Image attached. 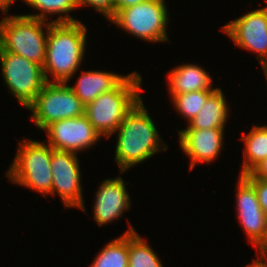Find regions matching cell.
Segmentation results:
<instances>
[{"label":"cell","mask_w":267,"mask_h":267,"mask_svg":"<svg viewBox=\"0 0 267 267\" xmlns=\"http://www.w3.org/2000/svg\"><path fill=\"white\" fill-rule=\"evenodd\" d=\"M77 3L78 7L92 6L109 21L114 17V0H77Z\"/></svg>","instance_id":"23"},{"label":"cell","mask_w":267,"mask_h":267,"mask_svg":"<svg viewBox=\"0 0 267 267\" xmlns=\"http://www.w3.org/2000/svg\"><path fill=\"white\" fill-rule=\"evenodd\" d=\"M238 220L260 256L267 257V216L263 212L254 187L239 176L237 193Z\"/></svg>","instance_id":"10"},{"label":"cell","mask_w":267,"mask_h":267,"mask_svg":"<svg viewBox=\"0 0 267 267\" xmlns=\"http://www.w3.org/2000/svg\"><path fill=\"white\" fill-rule=\"evenodd\" d=\"M25 3L30 7L40 10L39 14H28L26 16L38 18L46 21L47 14H61L57 20H53L52 23H66V22H77V20L70 16V11L78 7L77 0H24ZM65 14V15H64Z\"/></svg>","instance_id":"20"},{"label":"cell","mask_w":267,"mask_h":267,"mask_svg":"<svg viewBox=\"0 0 267 267\" xmlns=\"http://www.w3.org/2000/svg\"><path fill=\"white\" fill-rule=\"evenodd\" d=\"M146 110L141 98L126 114L116 130L118 137L115 161L121 174L128 168L134 167V165L148 160L154 154L168 148L165 143L161 144L160 140H163ZM160 146L162 149L159 148Z\"/></svg>","instance_id":"1"},{"label":"cell","mask_w":267,"mask_h":267,"mask_svg":"<svg viewBox=\"0 0 267 267\" xmlns=\"http://www.w3.org/2000/svg\"><path fill=\"white\" fill-rule=\"evenodd\" d=\"M168 17L164 0H148L119 10L110 21L139 39L155 43L169 40Z\"/></svg>","instance_id":"6"},{"label":"cell","mask_w":267,"mask_h":267,"mask_svg":"<svg viewBox=\"0 0 267 267\" xmlns=\"http://www.w3.org/2000/svg\"><path fill=\"white\" fill-rule=\"evenodd\" d=\"M44 130L50 147L74 153L88 149L102 137L85 115L51 123Z\"/></svg>","instance_id":"12"},{"label":"cell","mask_w":267,"mask_h":267,"mask_svg":"<svg viewBox=\"0 0 267 267\" xmlns=\"http://www.w3.org/2000/svg\"><path fill=\"white\" fill-rule=\"evenodd\" d=\"M125 186L120 176L106 179L100 184L93 207V218L99 227L119 219L125 210L130 209V195Z\"/></svg>","instance_id":"14"},{"label":"cell","mask_w":267,"mask_h":267,"mask_svg":"<svg viewBox=\"0 0 267 267\" xmlns=\"http://www.w3.org/2000/svg\"><path fill=\"white\" fill-rule=\"evenodd\" d=\"M27 109L33 113L30 119L44 130L51 123L83 116L85 106L67 83L46 82Z\"/></svg>","instance_id":"7"},{"label":"cell","mask_w":267,"mask_h":267,"mask_svg":"<svg viewBox=\"0 0 267 267\" xmlns=\"http://www.w3.org/2000/svg\"><path fill=\"white\" fill-rule=\"evenodd\" d=\"M13 164L6 176L13 182L40 192L51 194V147L44 142L20 141Z\"/></svg>","instance_id":"5"},{"label":"cell","mask_w":267,"mask_h":267,"mask_svg":"<svg viewBox=\"0 0 267 267\" xmlns=\"http://www.w3.org/2000/svg\"><path fill=\"white\" fill-rule=\"evenodd\" d=\"M79 165L77 153L55 150L51 147V195L55 196L58 193L66 208L77 207L86 211Z\"/></svg>","instance_id":"9"},{"label":"cell","mask_w":267,"mask_h":267,"mask_svg":"<svg viewBox=\"0 0 267 267\" xmlns=\"http://www.w3.org/2000/svg\"><path fill=\"white\" fill-rule=\"evenodd\" d=\"M265 258V261H264ZM267 257L260 256L259 260L253 261V263L249 264L247 267H267V262H266Z\"/></svg>","instance_id":"27"},{"label":"cell","mask_w":267,"mask_h":267,"mask_svg":"<svg viewBox=\"0 0 267 267\" xmlns=\"http://www.w3.org/2000/svg\"><path fill=\"white\" fill-rule=\"evenodd\" d=\"M87 28L80 22L50 23L43 73L46 82L67 83L82 64ZM50 73V74H49ZM53 75L50 81L49 75Z\"/></svg>","instance_id":"2"},{"label":"cell","mask_w":267,"mask_h":267,"mask_svg":"<svg viewBox=\"0 0 267 267\" xmlns=\"http://www.w3.org/2000/svg\"><path fill=\"white\" fill-rule=\"evenodd\" d=\"M224 128L184 129L178 131L179 145L190 157V170L199 162L211 163L221 152Z\"/></svg>","instance_id":"13"},{"label":"cell","mask_w":267,"mask_h":267,"mask_svg":"<svg viewBox=\"0 0 267 267\" xmlns=\"http://www.w3.org/2000/svg\"><path fill=\"white\" fill-rule=\"evenodd\" d=\"M255 189L258 202L267 216V179H246Z\"/></svg>","instance_id":"24"},{"label":"cell","mask_w":267,"mask_h":267,"mask_svg":"<svg viewBox=\"0 0 267 267\" xmlns=\"http://www.w3.org/2000/svg\"><path fill=\"white\" fill-rule=\"evenodd\" d=\"M211 76L199 65L183 64L168 73V86L171 98L176 94L201 90H215L212 88Z\"/></svg>","instance_id":"16"},{"label":"cell","mask_w":267,"mask_h":267,"mask_svg":"<svg viewBox=\"0 0 267 267\" xmlns=\"http://www.w3.org/2000/svg\"><path fill=\"white\" fill-rule=\"evenodd\" d=\"M141 82L140 73H130L115 89L100 94L85 106L84 115L101 136L110 139L126 114L141 99Z\"/></svg>","instance_id":"3"},{"label":"cell","mask_w":267,"mask_h":267,"mask_svg":"<svg viewBox=\"0 0 267 267\" xmlns=\"http://www.w3.org/2000/svg\"><path fill=\"white\" fill-rule=\"evenodd\" d=\"M234 44L256 52L259 63L267 61V7L250 11L223 26Z\"/></svg>","instance_id":"11"},{"label":"cell","mask_w":267,"mask_h":267,"mask_svg":"<svg viewBox=\"0 0 267 267\" xmlns=\"http://www.w3.org/2000/svg\"><path fill=\"white\" fill-rule=\"evenodd\" d=\"M242 176L245 179H267V158L259 163L250 173Z\"/></svg>","instance_id":"25"},{"label":"cell","mask_w":267,"mask_h":267,"mask_svg":"<svg viewBox=\"0 0 267 267\" xmlns=\"http://www.w3.org/2000/svg\"><path fill=\"white\" fill-rule=\"evenodd\" d=\"M50 23L26 15L6 16L0 20V48L43 66Z\"/></svg>","instance_id":"4"},{"label":"cell","mask_w":267,"mask_h":267,"mask_svg":"<svg viewBox=\"0 0 267 267\" xmlns=\"http://www.w3.org/2000/svg\"><path fill=\"white\" fill-rule=\"evenodd\" d=\"M16 0H0V10L7 16L9 6L13 4Z\"/></svg>","instance_id":"28"},{"label":"cell","mask_w":267,"mask_h":267,"mask_svg":"<svg viewBox=\"0 0 267 267\" xmlns=\"http://www.w3.org/2000/svg\"><path fill=\"white\" fill-rule=\"evenodd\" d=\"M229 106L221 88H216L207 98L200 112L189 121L186 129L224 128L229 117Z\"/></svg>","instance_id":"17"},{"label":"cell","mask_w":267,"mask_h":267,"mask_svg":"<svg viewBox=\"0 0 267 267\" xmlns=\"http://www.w3.org/2000/svg\"><path fill=\"white\" fill-rule=\"evenodd\" d=\"M136 232L133 226H129L127 232L120 238L105 245L100 250L91 267H128V234Z\"/></svg>","instance_id":"19"},{"label":"cell","mask_w":267,"mask_h":267,"mask_svg":"<svg viewBox=\"0 0 267 267\" xmlns=\"http://www.w3.org/2000/svg\"><path fill=\"white\" fill-rule=\"evenodd\" d=\"M0 63L9 91L28 108L46 83L43 66L1 48Z\"/></svg>","instance_id":"8"},{"label":"cell","mask_w":267,"mask_h":267,"mask_svg":"<svg viewBox=\"0 0 267 267\" xmlns=\"http://www.w3.org/2000/svg\"><path fill=\"white\" fill-rule=\"evenodd\" d=\"M214 90L192 91L188 93L176 94L172 97L173 106L184 118L192 120L202 109L208 96Z\"/></svg>","instance_id":"22"},{"label":"cell","mask_w":267,"mask_h":267,"mask_svg":"<svg viewBox=\"0 0 267 267\" xmlns=\"http://www.w3.org/2000/svg\"><path fill=\"white\" fill-rule=\"evenodd\" d=\"M137 232L128 234V267H163L154 250Z\"/></svg>","instance_id":"21"},{"label":"cell","mask_w":267,"mask_h":267,"mask_svg":"<svg viewBox=\"0 0 267 267\" xmlns=\"http://www.w3.org/2000/svg\"><path fill=\"white\" fill-rule=\"evenodd\" d=\"M244 162L240 175L250 173L267 158V126L254 125L248 134L243 135Z\"/></svg>","instance_id":"18"},{"label":"cell","mask_w":267,"mask_h":267,"mask_svg":"<svg viewBox=\"0 0 267 267\" xmlns=\"http://www.w3.org/2000/svg\"><path fill=\"white\" fill-rule=\"evenodd\" d=\"M148 0H114V15L121 9L134 6Z\"/></svg>","instance_id":"26"},{"label":"cell","mask_w":267,"mask_h":267,"mask_svg":"<svg viewBox=\"0 0 267 267\" xmlns=\"http://www.w3.org/2000/svg\"><path fill=\"white\" fill-rule=\"evenodd\" d=\"M127 76L107 71H82L74 86H70L74 94L86 106L100 94L115 89Z\"/></svg>","instance_id":"15"},{"label":"cell","mask_w":267,"mask_h":267,"mask_svg":"<svg viewBox=\"0 0 267 267\" xmlns=\"http://www.w3.org/2000/svg\"><path fill=\"white\" fill-rule=\"evenodd\" d=\"M264 75L266 76V80H267V71H266V72H264Z\"/></svg>","instance_id":"30"},{"label":"cell","mask_w":267,"mask_h":267,"mask_svg":"<svg viewBox=\"0 0 267 267\" xmlns=\"http://www.w3.org/2000/svg\"><path fill=\"white\" fill-rule=\"evenodd\" d=\"M262 69L264 72L267 71V61L262 65Z\"/></svg>","instance_id":"29"}]
</instances>
